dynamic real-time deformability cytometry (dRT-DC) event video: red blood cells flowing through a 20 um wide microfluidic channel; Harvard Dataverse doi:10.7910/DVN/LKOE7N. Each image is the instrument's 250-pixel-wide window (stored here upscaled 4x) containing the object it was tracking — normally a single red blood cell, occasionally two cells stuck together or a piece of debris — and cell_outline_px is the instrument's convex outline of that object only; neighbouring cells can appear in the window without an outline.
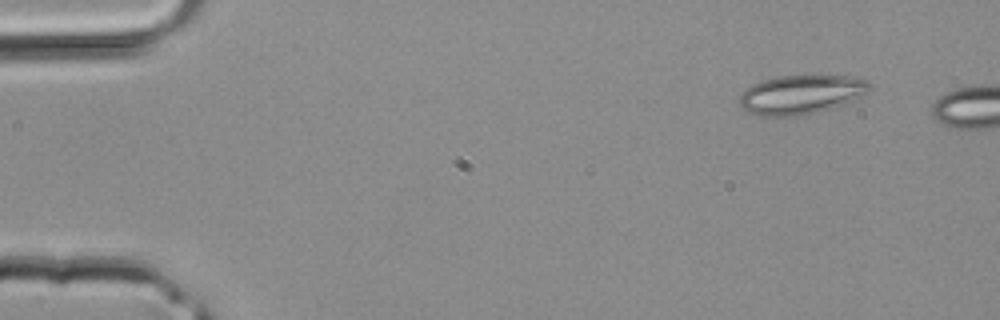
{"species": "common noctule bat (a hibernating species)", "species_latin": "Nyctalus noctula", "temperature_condition": "room temperature", "stored_images_in_passage": 4, "camera_frame_rate_fps": 3000, "um_per_image_px": 0.085, "animal": {"sex": "male", "body_mass_g": 20.4}, "frame": {"image": 1, "passage_image": 1, "time_ms": 0.0, "image_size_px": [1000, 320], "cell_outline_px": [[872, 88], [868, 92], [844, 104], [832, 108], [804, 116], [764, 116], [748, 112], [740, 104], [740, 96], [752, 84], [764, 80], [780, 76], [852, 76], [868, 80]], "centroid_in_image_um": [68.14, 8.04], "position_along_channel_um": 16.9, "area_um2": 29.48}}